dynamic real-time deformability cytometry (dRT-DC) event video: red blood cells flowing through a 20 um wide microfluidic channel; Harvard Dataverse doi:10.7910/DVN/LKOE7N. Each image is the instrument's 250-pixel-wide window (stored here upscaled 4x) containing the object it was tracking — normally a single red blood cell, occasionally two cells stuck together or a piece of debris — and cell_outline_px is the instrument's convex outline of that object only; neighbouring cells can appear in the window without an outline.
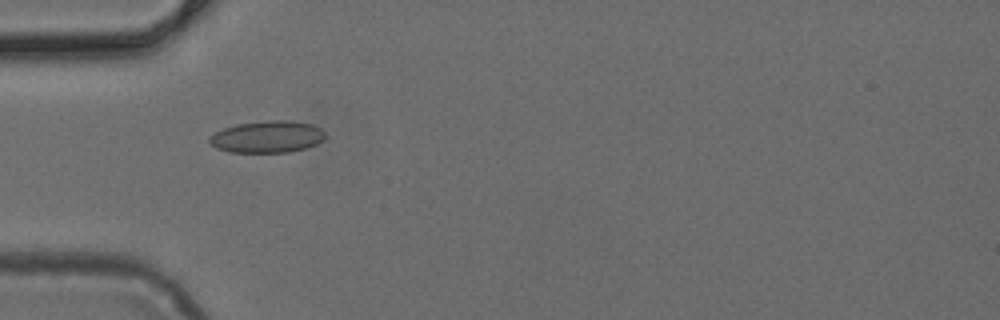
{"species": "common noctule bat (a hibernating species)", "species_latin": "Nyctalus noctula", "temperature_condition": "cold", "stored_images_in_passage": 5, "camera_frame_rate_fps": 3000, "um_per_image_px": 0.085, "animal": {"sex": "female", "body_mass_g": 24.6, "forearm_length_mm": 56.2}, "frame": {"image": 1, "passage_image": 4, "time_ms": 1.0, "image_size_px": [1000, 320], "cell_outline_px": [[324, 140], [308, 148], [288, 152], [228, 152], [216, 148], [208, 144], [208, 136], [224, 128], [236, 124], [268, 120], [292, 120], [312, 124], [320, 128], [324, 132]], "centroid_in_image_um": [22.7, 11.63], "position_along_channel_um": 62.3, "area_um2": 21.79}}
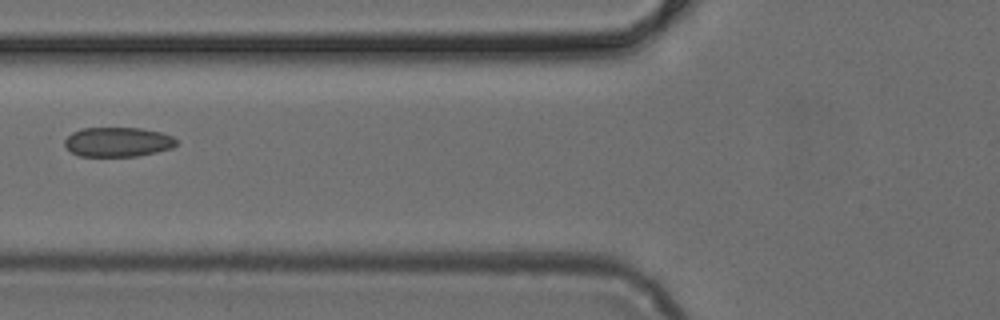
{"frame": {"image": 2, "passage_image": 5, "time_ms": 1.333, "image_size_px": [1000, 320], "cell_outline_px": [[176, 144], [172, 148], [156, 152], [136, 156], [80, 156], [72, 152], [64, 144], [64, 140], [72, 132], [80, 128], [140, 128], [160, 132], [172, 136], [176, 140]], "centroid_in_image_um": [10.0, 12.06], "position_along_channel_um": 115.8, "area_um2": 19.13}}